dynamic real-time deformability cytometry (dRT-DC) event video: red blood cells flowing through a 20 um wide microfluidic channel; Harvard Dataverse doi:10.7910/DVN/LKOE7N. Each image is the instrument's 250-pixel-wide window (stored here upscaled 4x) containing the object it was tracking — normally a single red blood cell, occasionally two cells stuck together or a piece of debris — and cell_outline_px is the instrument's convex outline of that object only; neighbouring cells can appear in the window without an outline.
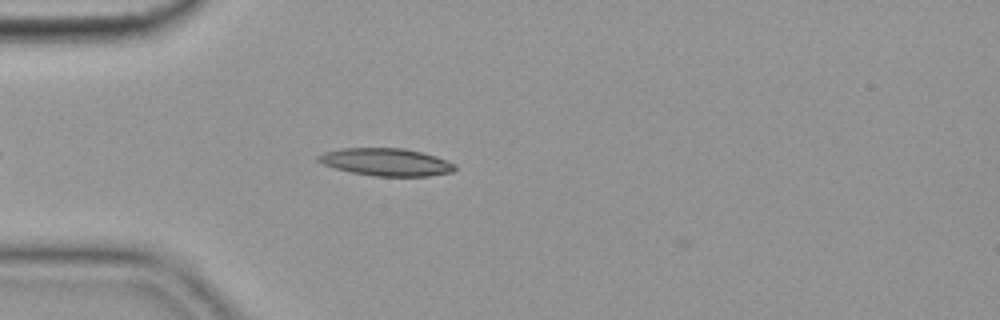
{"species": "common noctule bat (a hibernating species)", "species_latin": "Nyctalus noctula", "temperature_condition": "cold", "stored_images_in_passage": 14, "camera_frame_rate_fps": 3000, "um_per_image_px": 0.085, "animal": {"sex": "female", "body_mass_g": 19.9}, "frame": {"image": 1, "passage_image": 12, "time_ms": 3.667, "image_size_px": [1000, 320], "cell_outline_px": [[456, 168], [452, 172], [428, 176], [376, 176], [352, 172], [336, 168], [324, 164], [316, 160], [316, 156], [324, 152], [340, 148], [404, 148], [436, 156], [448, 160], [456, 164]], "centroid_in_image_um": [32.84, 13.77], "position_along_channel_um": 52.2, "area_um2": 21.91}}